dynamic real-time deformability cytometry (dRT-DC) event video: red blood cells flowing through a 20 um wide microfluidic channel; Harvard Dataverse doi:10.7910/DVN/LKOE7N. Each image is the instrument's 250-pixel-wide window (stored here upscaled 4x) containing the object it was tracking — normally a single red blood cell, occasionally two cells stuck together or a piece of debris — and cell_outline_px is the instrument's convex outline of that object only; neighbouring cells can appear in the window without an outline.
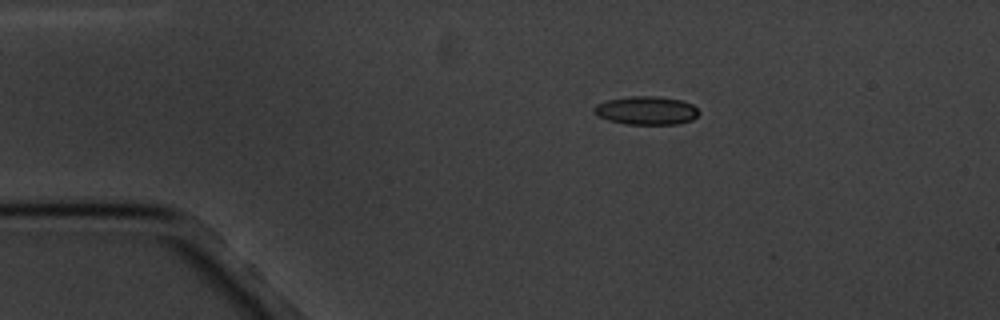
{"species": "common noctule bat (a hibernating species)", "species_latin": "Nyctalus noctula", "temperature_condition": "cold", "stored_images_in_passage": 3, "camera_frame_rate_fps": 3000, "um_per_image_px": 0.085, "animal": {"sex": "male", "body_mass_g": 20.1, "forearm_length_mm": 53.5}, "frame": {"image": 1, "passage_image": 1, "time_ms": 0.0, "image_size_px": [1000, 320], "cell_outline_px": [[700, 112], [692, 120], [676, 124], [628, 124], [608, 120], [592, 112], [592, 108], [596, 104], [608, 100], [632, 96], [656, 96], [680, 100], [692, 104]], "centroid_in_image_um": [54.93, 9.39], "position_along_channel_um": 30.1, "area_um2": 17.22}}